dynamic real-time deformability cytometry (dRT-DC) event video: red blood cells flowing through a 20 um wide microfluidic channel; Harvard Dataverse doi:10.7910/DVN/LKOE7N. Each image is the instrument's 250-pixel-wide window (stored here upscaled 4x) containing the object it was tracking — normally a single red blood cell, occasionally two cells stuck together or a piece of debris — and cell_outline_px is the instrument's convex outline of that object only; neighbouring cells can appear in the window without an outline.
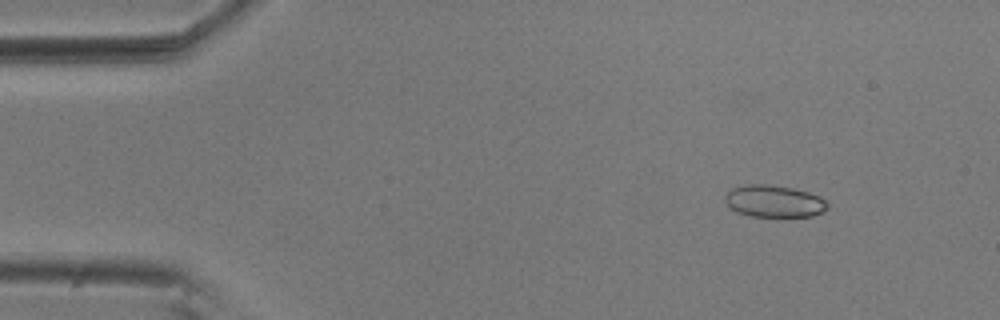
{"species": "common noctule bat (a hibernating species)", "species_latin": "Nyctalus noctula", "temperature_condition": "room temperature", "stored_images_in_passage": 55, "camera_frame_rate_fps": 3000, "um_per_image_px": 0.085, "animal": {"sex": "male", "body_mass_g": 20.5, "forearm_length_mm": 52.5}, "frame": {"image": 1, "passage_image": 7, "time_ms": 2.0, "image_size_px": [1000, 320], "cell_outline_px": [[828, 208], [812, 216], [752, 216], [736, 212], [724, 200], [724, 196], [732, 188], [752, 184], [764, 184], [792, 188], [808, 192], [820, 196], [828, 204]], "centroid_in_image_um": [65.79, 17.1], "position_along_channel_um": 19.2, "area_um2": 18.84}}
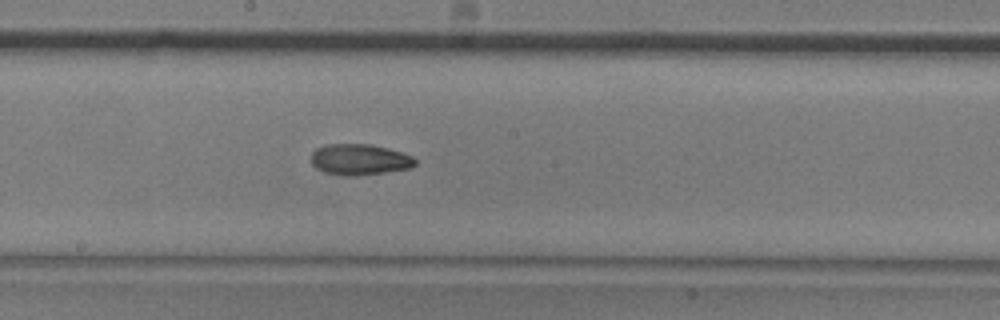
{"frame": {"image": 2, "passage_image": 30, "time_ms": 9.667, "image_size_px": [1000, 320], "cell_outline_px": [[416, 164], [412, 168], [384, 172], [352, 176], [344, 176], [324, 172], [316, 168], [312, 164], [312, 152], [316, 148], [328, 144], [368, 144], [388, 148], [412, 156], [416, 160]], "centroid_in_image_um": [30.56, 13.56], "position_along_channel_um": 217.6, "area_um2": 18.73}}
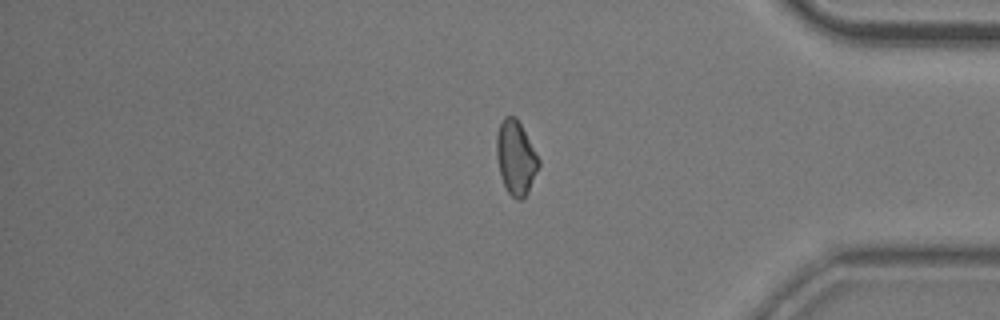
{"frame": {"image": 3, "passage_image": 46, "time_ms": 15.0, "image_size_px": [1000, 320], "cell_outline_px": [[540, 164], [528, 192], [520, 200], [516, 200], [508, 192], [500, 176], [496, 156], [496, 132], [504, 116], [516, 116], [540, 160]], "centroid_in_image_um": [43.82, 13.39], "position_along_channel_um": 391.4, "area_um2": 18.15}, "authors_computed_cell_mechanics": {"area_um2": 18.496, "velocity_mm_per_s": 3.6922, "shape_relaxation_time_tau1_ms": 5.5881, "shape_relaxation_time_tau2_ms": 4.2842, "deformation_change_tau1": 0.1681, "deformation_change_tau2": 0.0868}}